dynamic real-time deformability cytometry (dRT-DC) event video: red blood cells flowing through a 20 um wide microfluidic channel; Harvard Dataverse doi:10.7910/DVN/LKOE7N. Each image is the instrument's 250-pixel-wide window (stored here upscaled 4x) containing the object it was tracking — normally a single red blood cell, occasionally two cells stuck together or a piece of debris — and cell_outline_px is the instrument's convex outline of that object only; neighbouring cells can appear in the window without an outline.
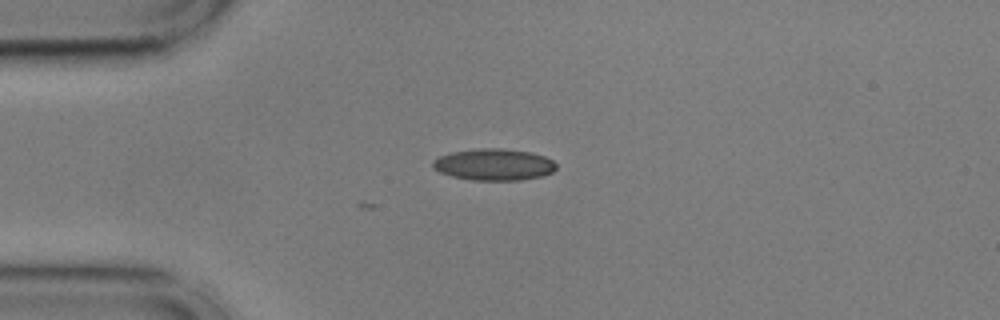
{"species": "common noctule bat (a hibernating species)", "species_latin": "Nyctalus noctula", "temperature_condition": "cold", "stored_images_in_passage": 13, "camera_frame_rate_fps": 3000, "um_per_image_px": 0.085, "animal": {"sex": "male", "body_mass_g": 17.9, "forearm_length_mm": 54.2}, "frame": {"image": 1, "passage_image": 1, "time_ms": 0.0, "image_size_px": [1000, 320], "cell_outline_px": [[556, 168], [552, 172], [540, 176], [520, 180], [472, 180], [452, 176], [440, 172], [432, 168], [432, 160], [440, 156], [452, 152], [476, 148], [500, 148], [532, 152], [544, 156], [552, 160], [556, 164]], "centroid_in_image_um": [41.96, 13.98], "position_along_channel_um": 43.0, "area_um2": 22.77}}